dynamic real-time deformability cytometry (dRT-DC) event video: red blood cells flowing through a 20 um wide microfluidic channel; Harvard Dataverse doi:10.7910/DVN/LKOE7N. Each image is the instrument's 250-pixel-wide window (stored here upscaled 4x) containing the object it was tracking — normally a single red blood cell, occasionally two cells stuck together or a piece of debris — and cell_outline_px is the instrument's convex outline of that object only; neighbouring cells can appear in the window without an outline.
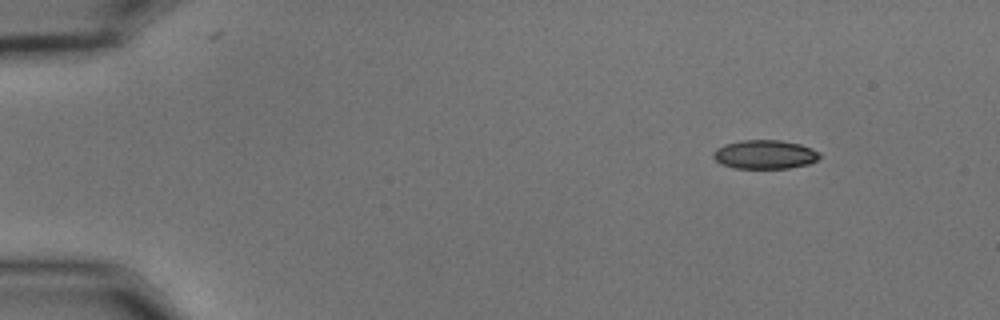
{"species": "common noctule bat (a hibernating species)", "species_latin": "Nyctalus noctula", "temperature_condition": "cold", "stored_images_in_passage": 56, "camera_frame_rate_fps": 3000, "um_per_image_px": 0.085, "animal": {"sex": "male", "body_mass_g": 15.6}, "frame": {"image": 1, "passage_image": 7, "time_ms": 2.0, "image_size_px": [1000, 320], "cell_outline_px": [[820, 156], [816, 160], [808, 164], [788, 168], [736, 168], [720, 164], [712, 156], [712, 152], [716, 148], [724, 144], [740, 140], [780, 140], [800, 144], [820, 152]], "centroid_in_image_um": [64.97, 13.12], "position_along_channel_um": 20.0, "area_um2": 17.92}}
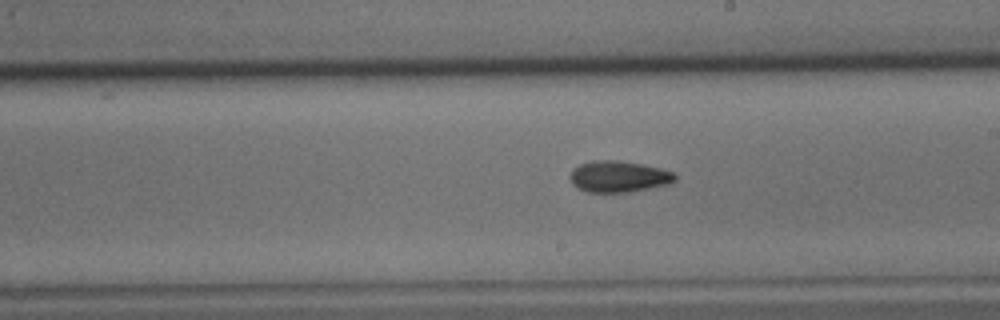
{"frame": {"image": 2, "passage_image": 33, "time_ms": 10.667, "image_size_px": [1000, 320], "cell_outline_px": [[676, 180], [668, 184], [632, 192], [588, 192], [576, 188], [572, 184], [568, 176], [572, 168], [580, 164], [592, 160], [616, 160], [640, 164], [660, 168], [672, 172], [676, 176]], "centroid_in_image_um": [52.53, 15.01], "position_along_channel_um": 236.5, "area_um2": 19.31}}
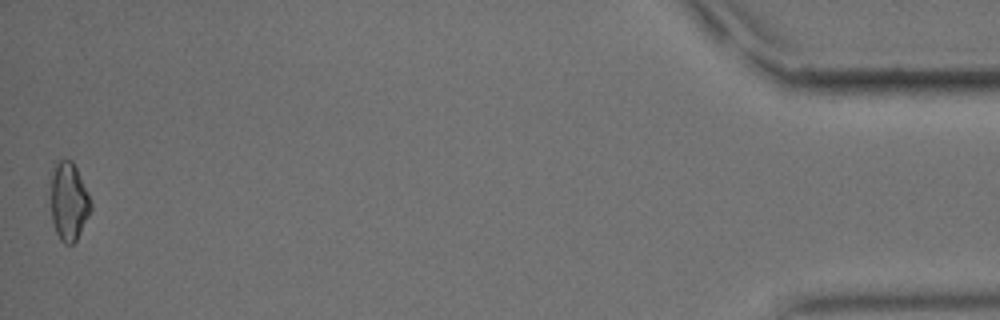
{"frame": {"image": 3, "passage_image": 56, "time_ms": 18.333, "image_size_px": [1000, 320], "cell_outline_px": [[92, 208], [76, 240], [72, 244], [64, 244], [60, 240], [56, 232], [52, 220], [52, 164], [56, 160], [72, 160], [88, 192], [92, 204]], "centroid_in_image_um": [5.85, 17.1], "position_along_channel_um": 429.4, "area_um2": 18.09}, "authors_computed_cell_mechanics": {"area_um2": 18.1492, "velocity_mm_per_s": 3.6239, "shape_relaxation_time_tau1_ms": 4.94, "shape_relaxation_time_tau2_ms": 8.3974, "deformation_change_tau1": 0.1393, "deformation_change_tau2": 0.1649}}